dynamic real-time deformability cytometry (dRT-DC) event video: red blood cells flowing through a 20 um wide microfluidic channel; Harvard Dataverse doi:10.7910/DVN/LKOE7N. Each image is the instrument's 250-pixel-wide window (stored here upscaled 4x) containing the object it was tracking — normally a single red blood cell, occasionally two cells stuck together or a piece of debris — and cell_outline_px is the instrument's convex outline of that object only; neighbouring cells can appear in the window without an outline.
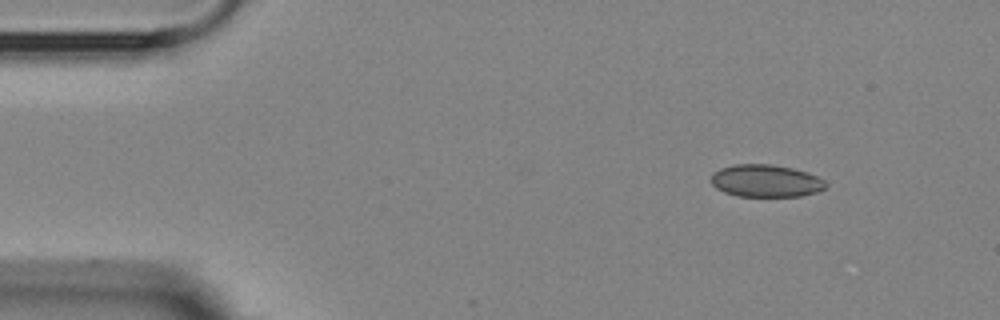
{"species": "Egyptian fruit bat (a non-hibernating species)", "species_latin": "Rousettus aegyptiacus", "temperature_condition": "room temperature", "stored_images_in_passage": 3, "camera_frame_rate_fps": 3000, "um_per_image_px": 0.085, "animal": {"sex": "female"}, "frame": {"image": 1, "passage_image": 1, "time_ms": 0.0, "image_size_px": [1000, 320], "cell_outline_px": [[828, 184], [824, 188], [816, 192], [800, 196], [740, 196], [724, 192], [716, 188], [712, 184], [712, 172], [720, 168], [736, 164], [772, 164], [792, 168], [808, 172], [824, 180]], "centroid_in_image_um": [65.09, 15.36], "position_along_channel_um": 19.9, "area_um2": 21.62}}